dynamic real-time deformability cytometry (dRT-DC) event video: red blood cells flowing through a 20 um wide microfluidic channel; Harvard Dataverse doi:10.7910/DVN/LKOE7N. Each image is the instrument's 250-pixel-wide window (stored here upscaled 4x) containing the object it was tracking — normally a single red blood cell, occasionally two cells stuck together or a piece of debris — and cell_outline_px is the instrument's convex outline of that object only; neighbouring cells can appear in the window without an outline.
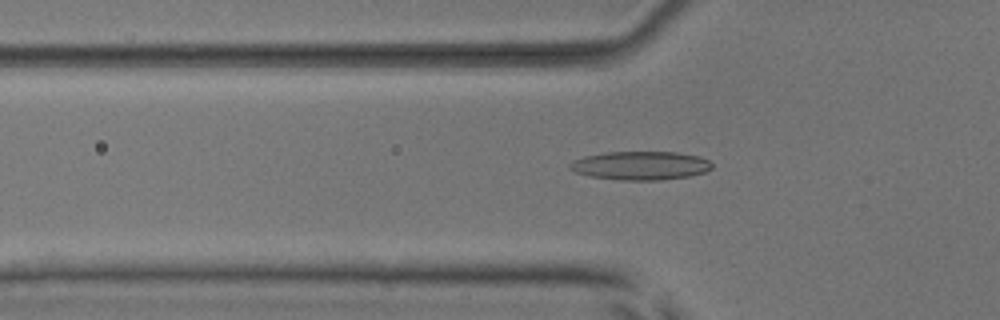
{"species": "common noctule bat (a hibernating species)", "species_latin": "Nyctalus noctula", "temperature_condition": "room temperature", "stored_images_in_passage": 37, "camera_frame_rate_fps": 3000, "um_per_image_px": 0.085, "animal": {"sex": "male", "body_mass_g": 17.9, "forearm_length_mm": 54.2}, "frame": {"image": 1, "passage_image": 2, "time_ms": 0.333, "image_size_px": [1000, 320], "cell_outline_px": [[712, 168], [704, 172], [688, 176], [660, 180], [620, 180], [588, 176], [576, 172], [568, 168], [568, 164], [572, 160], [584, 156], [608, 152], [676, 152], [700, 156], [708, 160], [712, 164]], "centroid_in_image_um": [54.41, 14.07], "position_along_channel_um": 71.4, "area_um2": 23.76}}
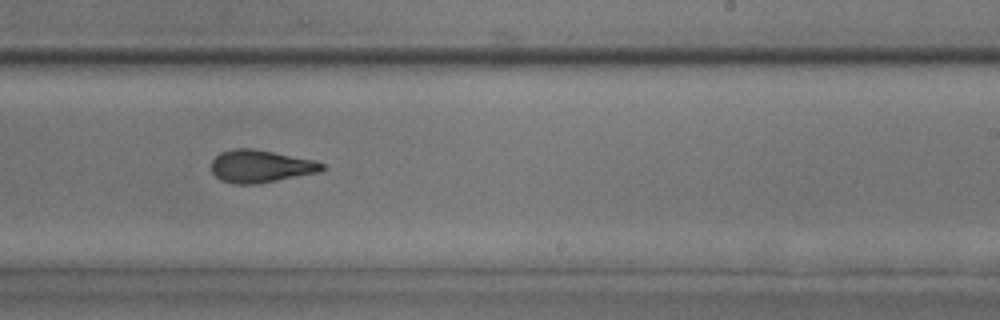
{"frame": {"image": 2, "passage_image": 17, "time_ms": 5.333, "image_size_px": [1000, 320], "cell_outline_px": [[324, 168], [320, 172], [256, 184], [232, 184], [220, 180], [212, 172], [212, 160], [220, 152], [232, 148], [252, 148], [312, 160], [324, 164]], "centroid_in_image_um": [22.1, 14.14], "position_along_channel_um": 266.9, "area_um2": 20.87}}
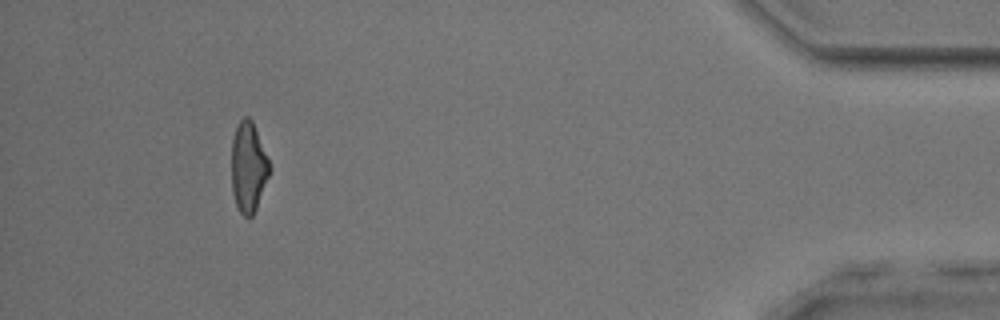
{"frame": {"image": 3, "passage_image": 33, "time_ms": 10.667, "image_size_px": [1000, 320], "cell_outline_px": [[272, 168], [256, 208], [252, 216], [244, 216], [240, 212], [236, 204], [232, 188], [232, 140], [236, 124], [244, 116], [248, 116], [252, 120]], "centroid_in_image_um": [21.12, 14.17], "position_along_channel_um": 414.1, "area_um2": 19.88}, "authors_computed_cell_mechanics": {"area_um2": 20.808, "velocity_mm_per_s": 3.9208, "shape_relaxation_time_tau1_ms": null, "shape_relaxation_time_tau2_ms": 1.8609, "deformation_change_tau1": null, "deformation_change_tau2": 0.1009}}